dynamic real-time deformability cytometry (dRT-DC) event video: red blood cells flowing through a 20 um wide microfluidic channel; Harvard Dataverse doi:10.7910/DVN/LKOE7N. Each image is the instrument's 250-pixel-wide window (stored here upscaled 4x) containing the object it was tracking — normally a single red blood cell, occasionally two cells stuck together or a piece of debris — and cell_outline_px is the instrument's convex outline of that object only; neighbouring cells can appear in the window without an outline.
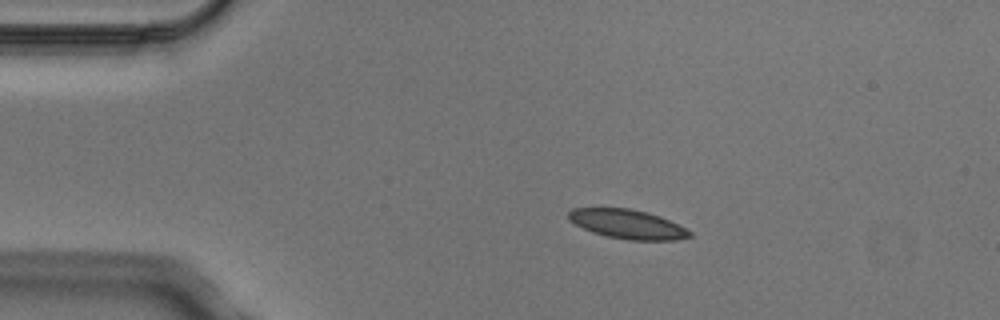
{"species": "Egyptian fruit bat (a non-hibernating species)", "species_latin": "Rousettus aegyptiacus", "temperature_condition": "cold", "stored_images_in_passage": 2, "camera_frame_rate_fps": 3000, "um_per_image_px": 0.085, "animal": {"sex": "male"}, "frame": {"image": 1, "passage_image": 1, "time_ms": 0.0, "image_size_px": [1000, 320], "cell_outline_px": [[692, 236], [676, 240], [628, 240], [608, 236], [592, 232], [568, 220], [568, 212], [572, 208], [628, 208], [660, 216], [692, 232]], "centroid_in_image_um": [53.32, 19.05], "position_along_channel_um": 31.7, "area_um2": 20.35}}